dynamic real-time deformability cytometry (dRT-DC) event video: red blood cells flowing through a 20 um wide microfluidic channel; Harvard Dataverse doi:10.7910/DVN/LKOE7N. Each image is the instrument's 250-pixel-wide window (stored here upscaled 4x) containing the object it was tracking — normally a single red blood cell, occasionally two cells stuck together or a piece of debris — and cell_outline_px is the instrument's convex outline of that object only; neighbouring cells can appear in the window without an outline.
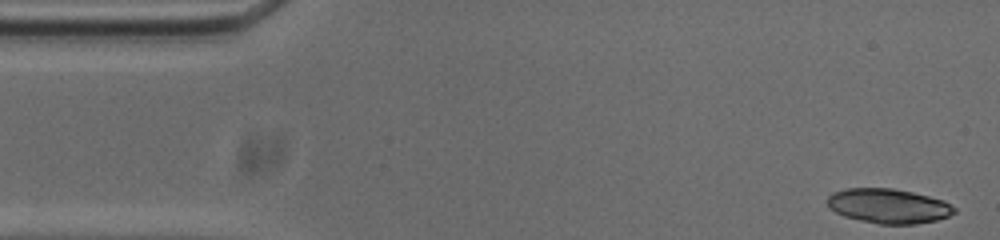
{"species": "common noctule bat (a hibernating species)", "species_latin": "Nyctalus noctula", "temperature_condition": "cold", "stored_images_in_passage": 52, "camera_frame_rate_fps": 3000, "um_per_image_px": 0.085, "animal": {"sex": "male", "body_mass_g": 20.0, "forearm_length_mm": 53.3}, "frame": {"image": 1, "passage_image": 1, "time_ms": 0.0, "image_size_px": [1000, 240], "cell_outline_px": [[956, 212], [948, 216], [936, 220], [916, 224], [880, 224], [860, 220], [844, 216], [828, 208], [828, 196], [832, 192], [844, 188], [892, 188], [912, 192], [944, 200], [956, 208]], "centroid_in_image_um": [75.51, 17.5], "position_along_channel_um": 9.5, "area_um2": 25.66}}
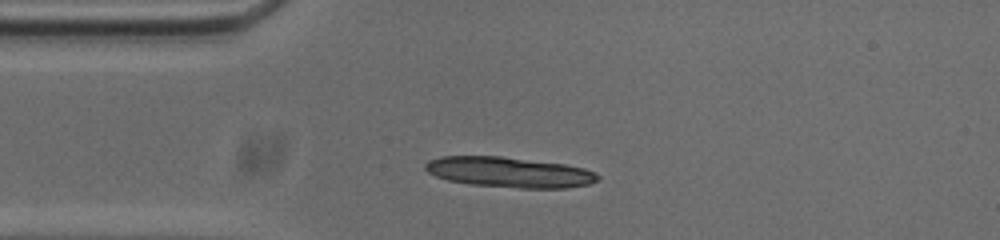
{"frame": {"image": 2, "passage_image": 11, "time_ms": 3.333, "image_size_px": [1000, 240], "cell_outline_px": [[600, 176], [596, 180], [588, 184], [568, 188], [520, 188], [468, 184], [448, 180], [436, 176], [428, 172], [424, 168], [424, 164], [428, 160], [440, 156], [500, 156], [564, 164], [584, 168], [596, 172]], "centroid_in_image_um": [43.26, 14.63], "position_along_channel_um": 41.7, "area_um2": 30.58}, "authors_computed_cell_mechanics": {"area_um2": 25.6054, "velocity_mm_per_s": 3.7058, "shape_relaxation_time_tau1_ms": 0.6032, "shape_relaxation_time_tau2_ms": 1.196, "deformation_change_tau1": 0.2536, "deformation_change_tau2": 0.0567}}